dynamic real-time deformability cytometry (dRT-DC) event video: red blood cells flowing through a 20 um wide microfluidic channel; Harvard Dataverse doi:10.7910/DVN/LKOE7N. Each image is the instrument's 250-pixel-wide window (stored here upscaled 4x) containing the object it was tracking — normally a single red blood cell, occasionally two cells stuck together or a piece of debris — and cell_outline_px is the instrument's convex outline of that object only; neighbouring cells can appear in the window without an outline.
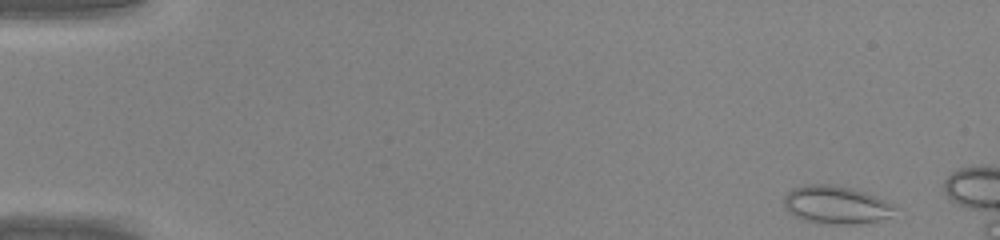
{"species": "common noctule bat (a hibernating species)", "species_latin": "Nyctalus noctula", "temperature_condition": "warm", "stored_images_in_passage": 44, "camera_frame_rate_fps": 3000, "um_per_image_px": 0.085, "animal": {"sex": "male", "body_mass_g": 20.0, "forearm_length_mm": 53.3}, "frame": {"image": 1, "passage_image": 1, "time_ms": 0.0, "image_size_px": [1000, 240], "cell_outline_px": [[896, 208], [888, 216], [880, 220], [856, 224], [816, 224], [804, 220], [788, 212], [784, 208], [784, 196], [792, 188], [804, 184], [836, 184], [852, 188], [876, 196], [892, 204]], "centroid_in_image_um": [71.0, 17.41], "position_along_channel_um": 14.0, "area_um2": 24.74}}
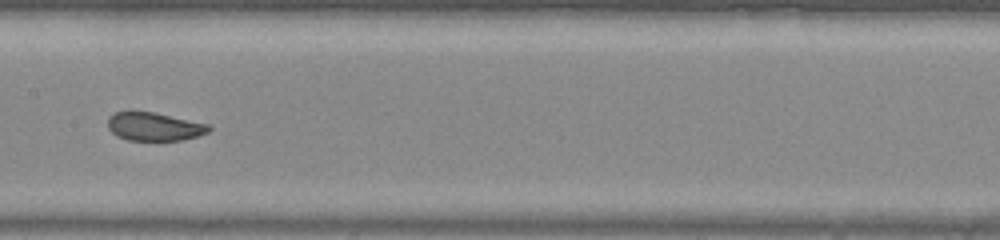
{"frame": {"image": 2, "passage_image": 22, "time_ms": 7.0, "image_size_px": [1000, 240], "cell_outline_px": [[212, 128], [208, 132], [196, 136], [180, 140], [128, 140], [116, 136], [108, 128], [108, 116], [116, 112], [152, 112], [208, 124]], "centroid_in_image_um": [13.08, 10.77], "position_along_channel_um": 194.3, "area_um2": 16.42}}
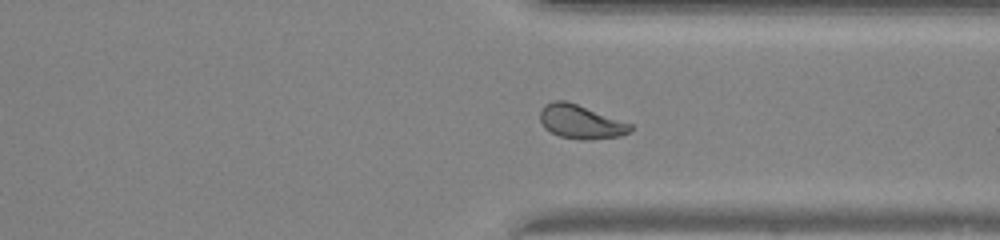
{"frame": {"image": 3, "passage_image": 33, "time_ms": 10.667, "image_size_px": [1000, 240], "cell_outline_px": [[632, 128], [628, 132], [620, 136], [592, 140], [580, 140], [560, 136], [544, 128], [540, 120], [540, 108], [544, 104], [552, 100], [564, 100], [576, 104], [632, 124]], "centroid_in_image_um": [49.32, 10.35], "position_along_channel_um": 362.1, "area_um2": 17.74}}